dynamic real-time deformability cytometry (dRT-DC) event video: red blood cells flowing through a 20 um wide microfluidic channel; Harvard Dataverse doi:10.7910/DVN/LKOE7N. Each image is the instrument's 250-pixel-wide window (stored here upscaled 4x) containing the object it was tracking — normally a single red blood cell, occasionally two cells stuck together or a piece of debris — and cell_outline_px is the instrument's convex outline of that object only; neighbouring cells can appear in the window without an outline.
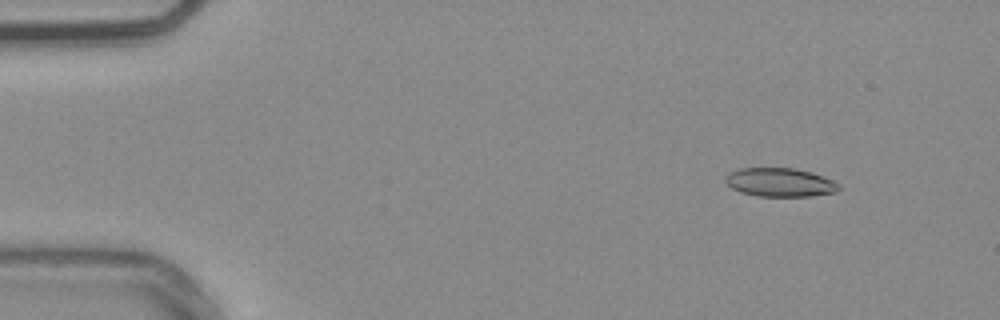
{"species": "common noctule bat (a hibernating species)", "species_latin": "Nyctalus noctula", "temperature_condition": "warm", "stored_images_in_passage": 49, "camera_frame_rate_fps": 3000, "um_per_image_px": 0.085, "animal": {"sex": "male", "body_mass_g": 20.4}, "frame": {"image": 1, "passage_image": 1, "time_ms": 0.0, "image_size_px": [1000, 320], "cell_outline_px": [[840, 188], [836, 192], [812, 196], [756, 196], [740, 192], [732, 188], [724, 180], [724, 176], [740, 168], [792, 168], [812, 172], [832, 180], [840, 184]], "centroid_in_image_um": [66.3, 15.5], "position_along_channel_um": 18.7, "area_um2": 18.96}}
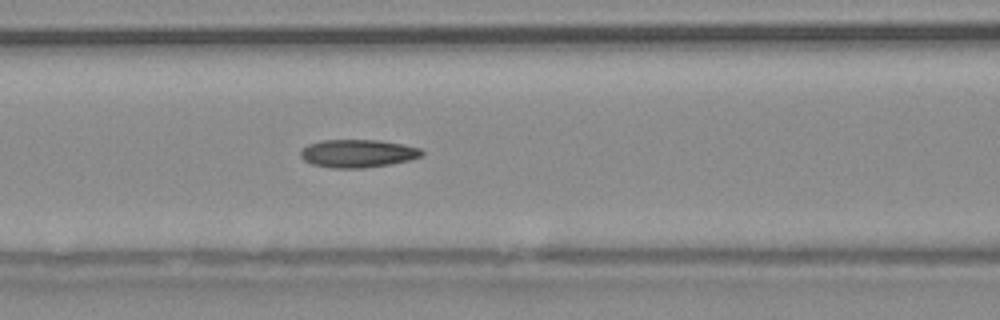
{"frame": {"image": 2, "passage_image": 18, "time_ms": 5.667, "image_size_px": [1000, 320], "cell_outline_px": [[424, 152], [420, 156], [408, 160], [392, 164], [364, 168], [332, 168], [312, 164], [304, 160], [300, 156], [300, 152], [308, 144], [320, 140], [380, 140], [420, 148]], "centroid_in_image_um": [30.38, 13.04], "position_along_channel_um": 136.2, "area_um2": 19.71}}
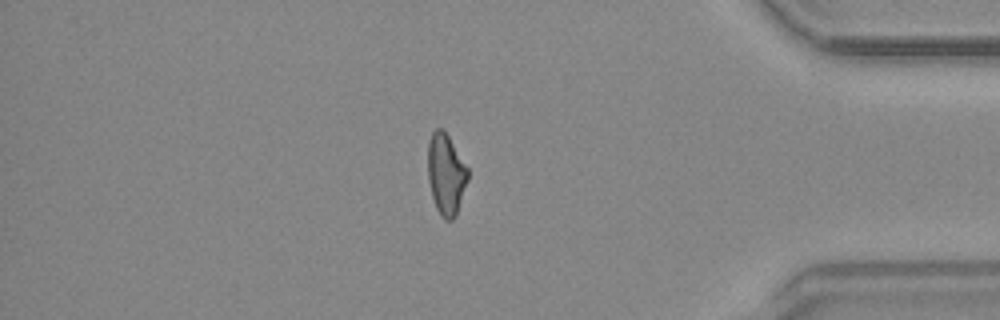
{"frame": {"image": 3, "passage_image": 41, "time_ms": 13.333, "image_size_px": [1000, 320], "cell_outline_px": [[468, 180], [456, 216], [452, 220], [444, 220], [440, 216], [436, 208], [432, 196], [428, 180], [428, 140], [432, 132], [436, 128], [444, 128], [468, 168]], "centroid_in_image_um": [37.9, 14.8], "position_along_channel_um": 397.3, "area_um2": 19.13}, "authors_computed_cell_mechanics": {"area_um2": 19.4208, "velocity_mm_per_s": 3.7996, "shape_relaxation_time_tau1_ms": null, "shape_relaxation_time_tau2_ms": 2.7648, "deformation_change_tau1": null, "deformation_change_tau2": 0.1092}}